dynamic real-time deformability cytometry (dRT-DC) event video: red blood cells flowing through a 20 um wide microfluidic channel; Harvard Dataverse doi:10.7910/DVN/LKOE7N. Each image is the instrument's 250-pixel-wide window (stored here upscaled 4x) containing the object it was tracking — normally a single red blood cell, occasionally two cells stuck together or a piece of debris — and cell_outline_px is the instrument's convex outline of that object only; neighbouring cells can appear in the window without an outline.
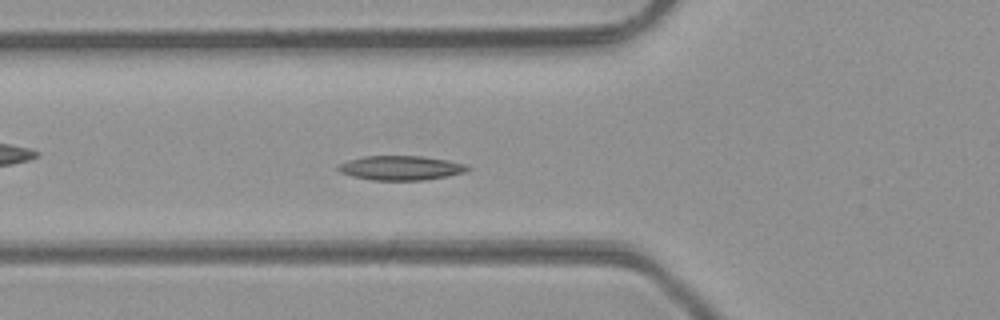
{"species": "common noctule bat (a hibernating species)", "species_latin": "Nyctalus noctula", "temperature_condition": "room temperature", "stored_images_in_passage": 49, "camera_frame_rate_fps": 3000, "um_per_image_px": 0.085, "animal": {"sex": "male", "body_mass_g": 23.1, "forearm_length_mm": 52.7}, "frame": {"image": 1, "passage_image": 18, "time_ms": 5.667, "image_size_px": [1000, 320], "cell_outline_px": [[472, 168], [464, 172], [448, 176], [424, 180], [372, 180], [352, 176], [340, 172], [336, 168], [340, 164], [348, 160], [364, 156], [420, 156], [448, 160], [464, 164]], "centroid_in_image_um": [34.06, 14.27], "position_along_channel_um": 91.7, "area_um2": 18.32}}
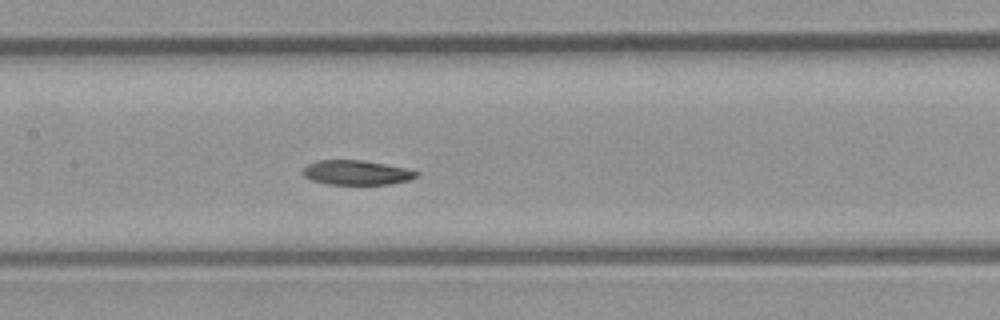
{"frame": {"image": 2, "passage_image": 24, "time_ms": 7.667, "image_size_px": [1000, 320], "cell_outline_px": [[420, 172], [416, 176], [408, 180], [388, 184], [328, 184], [312, 180], [304, 176], [300, 172], [308, 164], [316, 160], [364, 160], [408, 168]], "centroid_in_image_um": [30.29, 14.66], "position_along_channel_um": 177.1, "area_um2": 16.3}}
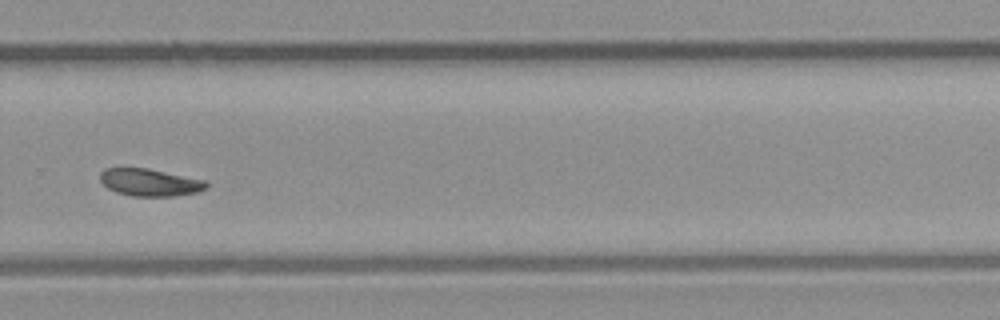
{"frame": {"image": 3, "passage_image": 34, "time_ms": 11.0, "image_size_px": [1000, 320], "cell_outline_px": [[208, 188], [196, 192], [172, 196], [132, 196], [116, 192], [108, 188], [100, 180], [100, 172], [104, 168], [148, 168], [208, 180]], "centroid_in_image_um": [12.76, 15.49], "position_along_channel_um": 317.0, "area_um2": 17.05}, "authors_computed_cell_mechanics": {"area_um2": 17.629, "velocity_mm_per_s": 4.2226, "shape_relaxation_time_tau1_ms": 4.1974, "shape_relaxation_time_tau2_ms": null, "deformation_change_tau1": 0.0988, "deformation_change_tau2": null}}